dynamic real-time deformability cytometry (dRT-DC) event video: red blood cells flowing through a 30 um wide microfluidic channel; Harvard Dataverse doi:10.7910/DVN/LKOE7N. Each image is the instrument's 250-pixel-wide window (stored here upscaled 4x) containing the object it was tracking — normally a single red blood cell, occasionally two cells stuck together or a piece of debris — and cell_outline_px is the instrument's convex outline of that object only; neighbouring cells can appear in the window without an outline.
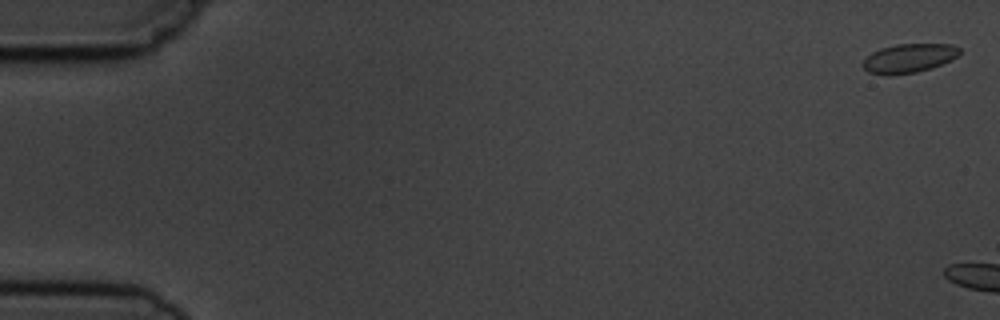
{"species": "common noctule bat (a hibernating species)", "species_latin": "Nyctalus noctula", "temperature_condition": "cold", "stored_images_in_passage": 13, "camera_frame_rate_fps": 3000, "um_per_image_px": 0.085, "animal": {"sex": "male", "body_mass_g": 19.5, "forearm_length_mm": 54.6}, "frame": {"image": 1, "passage_image": 1, "time_ms": 0.0, "image_size_px": [1000, 320], "cell_outline_px": [[960, 52], [956, 56], [940, 64], [916, 72], [888, 76], [868, 72], [864, 68], [864, 60], [872, 52], [880, 48], [896, 44], [952, 44], [960, 48]], "centroid_in_image_um": [77.22, 4.94], "position_along_channel_um": 7.8, "area_um2": 16.07}}
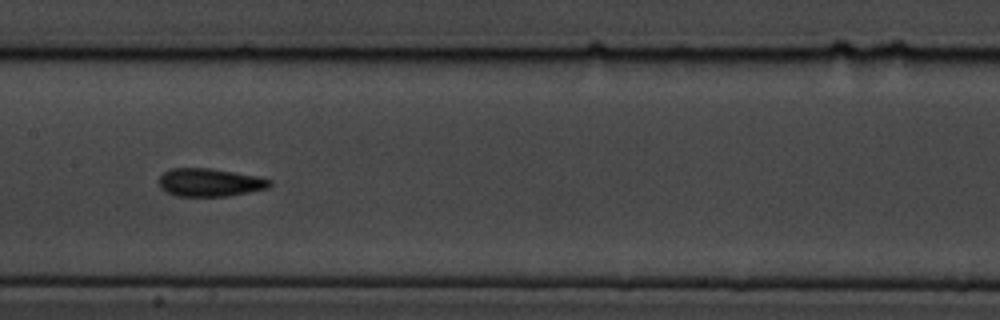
{"frame": {"image": 2, "passage_image": 10, "time_ms": 10.333, "image_size_px": [1000, 320], "cell_outline_px": [[272, 184], [268, 188], [228, 196], [176, 196], [160, 188], [160, 176], [164, 172], [172, 168], [208, 168], [256, 176], [272, 180]], "centroid_in_image_um": [17.83, 15.51], "position_along_channel_um": 189.6, "area_um2": 17.92}}
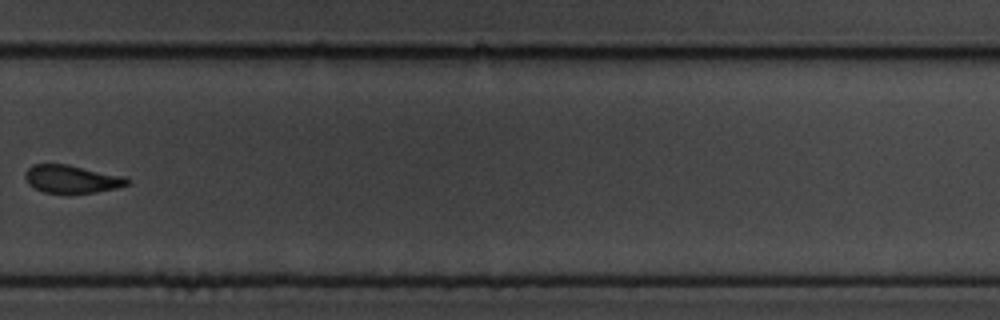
{"frame": {"image": 3, "passage_image": 13, "time_ms": 14.0, "image_size_px": [1000, 320], "cell_outline_px": [[128, 184], [116, 188], [96, 192], [44, 192], [28, 184], [24, 176], [24, 172], [32, 164], [68, 164], [128, 176]], "centroid_in_image_um": [6.11, 15.19], "position_along_channel_um": 323.7, "area_um2": 16.59}}